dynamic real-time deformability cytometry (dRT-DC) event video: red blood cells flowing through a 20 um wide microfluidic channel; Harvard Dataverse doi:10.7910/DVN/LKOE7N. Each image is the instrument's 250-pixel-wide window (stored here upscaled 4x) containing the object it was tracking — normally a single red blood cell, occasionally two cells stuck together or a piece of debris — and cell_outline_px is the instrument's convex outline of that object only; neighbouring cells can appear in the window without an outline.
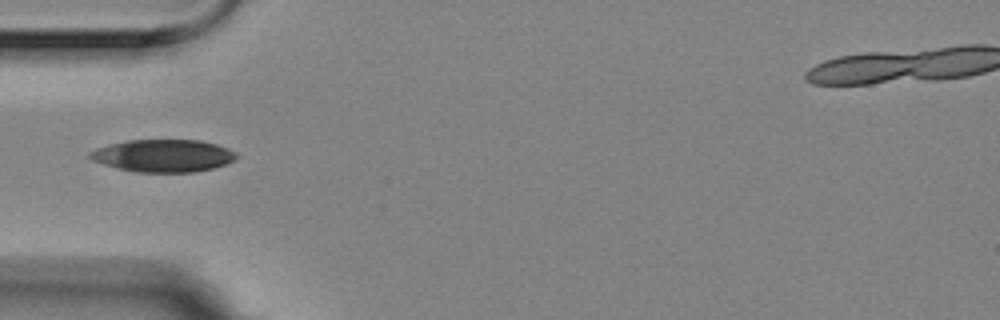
{"species": "Egyptian fruit bat (a non-hibernating species)", "species_latin": "Rousettus aegyptiacus", "temperature_condition": "room temperature", "stored_images_in_passage": 4, "camera_frame_rate_fps": 3000, "um_per_image_px": 0.085, "animal": {"sex": "female"}, "frame": {"image": 1, "passage_image": 4, "time_ms": 1.0, "image_size_px": [1000, 320], "cell_outline_px": [[240, 156], [224, 164], [212, 168], [196, 172], [136, 172], [116, 168], [92, 160], [88, 156], [88, 152], [96, 148], [108, 144], [128, 140], [200, 140], [216, 144], [228, 148], [236, 152]], "centroid_in_image_um": [13.85, 13.23], "position_along_channel_um": 71.1, "area_um2": 27.8}}